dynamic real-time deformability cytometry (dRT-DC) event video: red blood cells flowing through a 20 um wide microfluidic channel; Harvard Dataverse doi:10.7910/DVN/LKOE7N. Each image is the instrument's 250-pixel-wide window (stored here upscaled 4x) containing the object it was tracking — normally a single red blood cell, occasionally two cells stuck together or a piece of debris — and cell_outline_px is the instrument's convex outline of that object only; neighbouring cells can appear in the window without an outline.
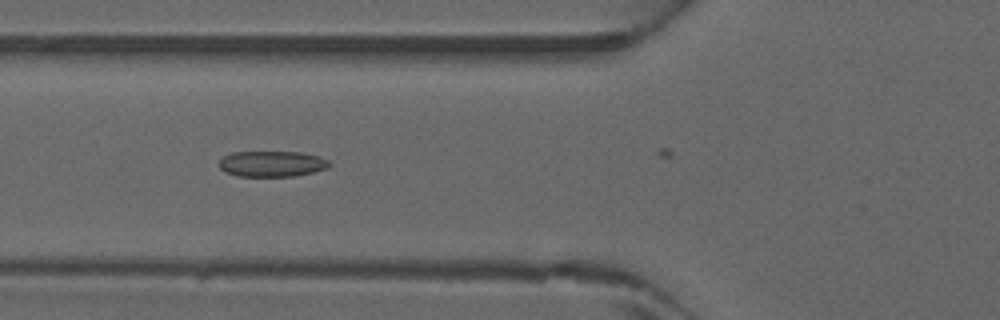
{"species": "common noctule bat (a hibernating species)", "species_latin": "Nyctalus noctula", "temperature_condition": "warm", "stored_images_in_passage": 6, "camera_frame_rate_fps": 3000, "um_per_image_px": 0.085, "animal": {"sex": "male", "forearm_length_mm": 52.5}, "frame": {"image": 1, "passage_image": 5, "time_ms": 1.333, "image_size_px": [1000, 320], "cell_outline_px": [[332, 164], [328, 168], [296, 176], [236, 176], [224, 172], [220, 168], [220, 160], [224, 156], [232, 152], [300, 152], [320, 156], [328, 160]], "centroid_in_image_um": [23.13, 13.92], "position_along_channel_um": 102.7, "area_um2": 16.65}}